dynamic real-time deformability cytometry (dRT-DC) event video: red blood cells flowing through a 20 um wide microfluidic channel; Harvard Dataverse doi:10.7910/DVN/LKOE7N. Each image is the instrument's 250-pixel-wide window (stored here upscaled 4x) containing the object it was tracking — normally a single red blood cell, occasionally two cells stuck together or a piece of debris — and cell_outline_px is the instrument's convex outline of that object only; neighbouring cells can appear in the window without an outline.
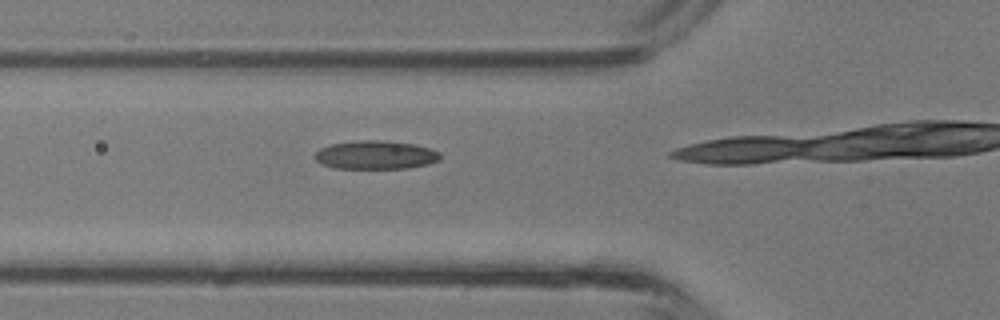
{"species": "common noctule bat (a hibernating species)", "species_latin": "Nyctalus noctula", "temperature_condition": "room temperature", "stored_images_in_passage": 10, "camera_frame_rate_fps": 3000, "um_per_image_px": 0.085, "animal": {"sex": "male", "body_mass_g": 13.3}, "frame": {"image": 1, "passage_image": 9, "time_ms": 2.667, "image_size_px": [1000, 320], "cell_outline_px": [[440, 160], [428, 164], [408, 168], [336, 168], [320, 164], [312, 156], [320, 148], [332, 144], [356, 140], [380, 140], [412, 144], [428, 148], [440, 152]], "centroid_in_image_um": [31.89, 13.17], "position_along_channel_um": 93.9, "area_um2": 20.81}}